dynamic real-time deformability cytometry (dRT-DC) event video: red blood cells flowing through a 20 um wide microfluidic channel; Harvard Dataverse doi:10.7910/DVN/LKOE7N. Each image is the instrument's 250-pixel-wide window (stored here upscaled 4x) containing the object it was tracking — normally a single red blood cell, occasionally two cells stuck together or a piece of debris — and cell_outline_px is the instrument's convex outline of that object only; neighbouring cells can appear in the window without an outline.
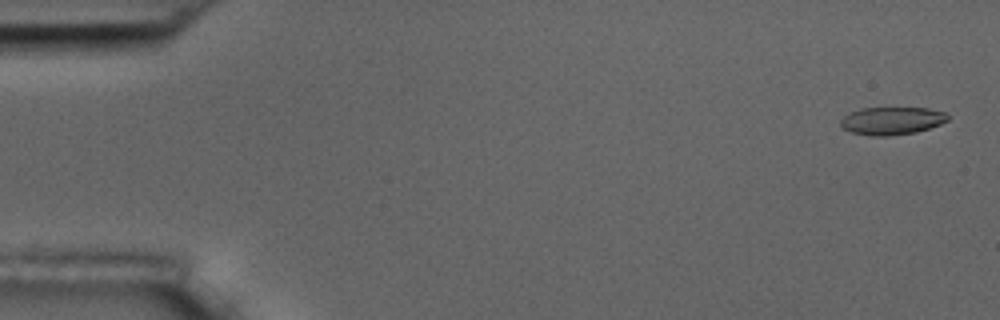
{"species": "common noctule bat (a hibernating species)", "species_latin": "Nyctalus noctula", "temperature_condition": "room temperature", "stored_images_in_passage": 5, "camera_frame_rate_fps": 3000, "um_per_image_px": 0.085, "animal": {"sex": "male", "body_mass_g": 17.5, "forearm_length_mm": 52.3}, "frame": {"image": 1, "passage_image": 1, "time_ms": 0.0, "image_size_px": [1000, 320], "cell_outline_px": [[948, 120], [940, 124], [916, 132], [888, 136], [872, 136], [852, 132], [844, 128], [840, 124], [840, 120], [844, 116], [860, 108], [928, 108], [948, 112]], "centroid_in_image_um": [75.83, 10.26], "position_along_channel_um": 9.2, "area_um2": 17.28}}
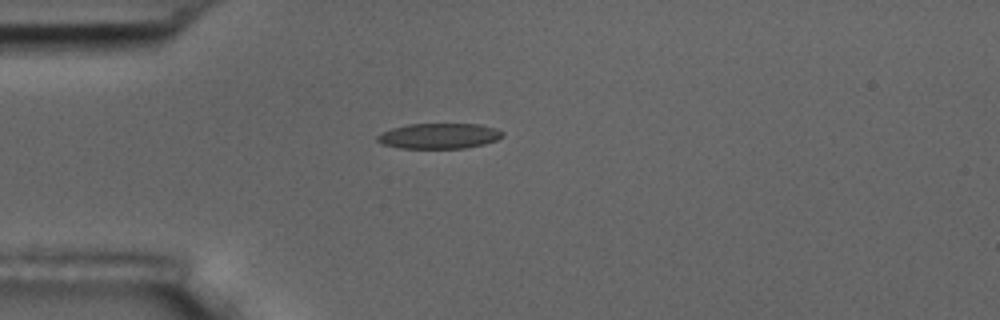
{"frame": {"image": 2, "passage_image": 5, "time_ms": 4.333, "image_size_px": [1000, 320], "cell_outline_px": [[504, 132], [496, 140], [484, 144], [464, 148], [400, 148], [384, 144], [376, 140], [376, 136], [392, 128], [408, 124], [480, 124], [496, 128]], "centroid_in_image_um": [37.33, 11.55], "position_along_channel_um": 47.7, "area_um2": 18.38}}